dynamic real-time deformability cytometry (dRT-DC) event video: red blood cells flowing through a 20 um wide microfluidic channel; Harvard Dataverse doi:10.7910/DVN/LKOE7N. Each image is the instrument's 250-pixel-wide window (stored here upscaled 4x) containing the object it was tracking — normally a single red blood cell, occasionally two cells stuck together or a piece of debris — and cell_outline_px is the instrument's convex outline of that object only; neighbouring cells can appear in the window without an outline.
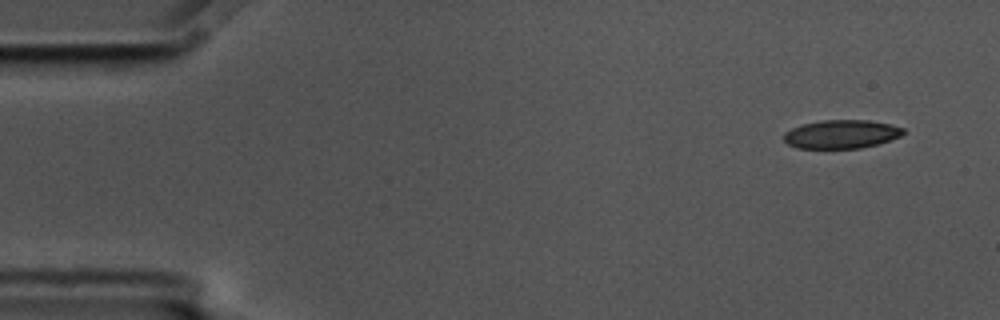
{"species": "common noctule bat (a hibernating species)", "species_latin": "Nyctalus noctula", "temperature_condition": "cold", "stored_images_in_passage": 5, "camera_frame_rate_fps": 3000, "um_per_image_px": 0.085, "animal": {"sex": "male", "body_mass_g": 17.5, "forearm_length_mm": 52.3}, "frame": {"image": 1, "passage_image": 1, "time_ms": 0.0, "image_size_px": [1000, 320], "cell_outline_px": [[904, 132], [900, 136], [876, 144], [860, 148], [796, 148], [788, 144], [784, 140], [784, 132], [792, 128], [804, 124], [820, 120], [868, 120], [888, 124], [904, 128]], "centroid_in_image_um": [71.48, 11.4], "position_along_channel_um": 13.5, "area_um2": 19.65}}
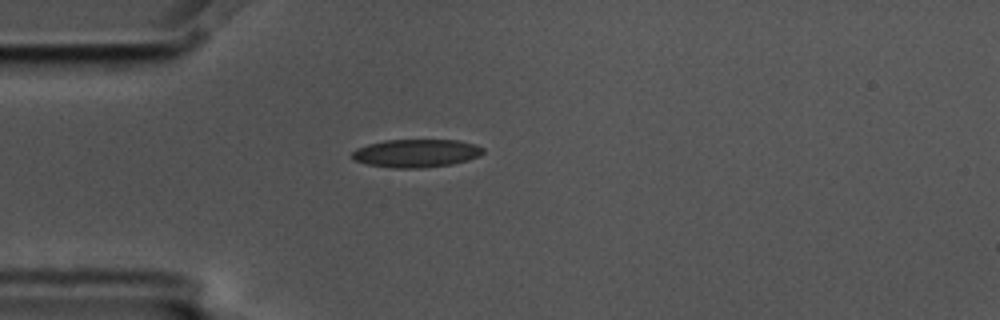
{"frame": {"image": 2, "passage_image": 4, "time_ms": 1.0, "image_size_px": [1000, 320], "cell_outline_px": [[484, 152], [480, 156], [468, 160], [452, 164], [420, 168], [396, 168], [368, 164], [352, 160], [352, 152], [356, 148], [368, 144], [384, 140], [460, 140], [476, 144], [484, 148]], "centroid_in_image_um": [35.4, 13.02], "position_along_channel_um": 49.6, "area_um2": 21.56}}